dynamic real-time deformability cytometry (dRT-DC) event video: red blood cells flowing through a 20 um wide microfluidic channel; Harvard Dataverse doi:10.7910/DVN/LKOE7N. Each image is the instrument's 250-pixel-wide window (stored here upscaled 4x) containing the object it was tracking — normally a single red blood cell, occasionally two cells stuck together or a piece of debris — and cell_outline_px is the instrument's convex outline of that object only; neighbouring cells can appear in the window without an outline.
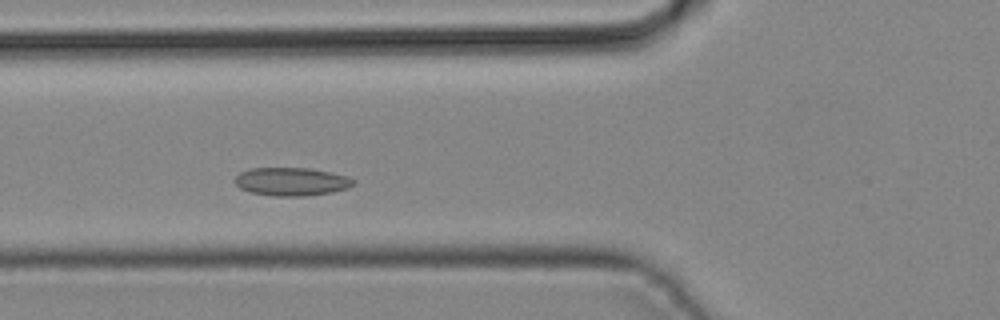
{"species": "common noctule bat (a hibernating species)", "species_latin": "Nyctalus noctula", "temperature_condition": "cold", "stored_images_in_passage": 37, "camera_frame_rate_fps": 3000, "um_per_image_px": 0.085, "animal": {"sex": "male", "body_mass_g": 19.2, "forearm_length_mm": 51.8}, "frame": {"image": 1, "passage_image": 9, "time_ms": 2.667, "image_size_px": [1000, 320], "cell_outline_px": [[356, 184], [348, 188], [332, 192], [304, 196], [272, 196], [252, 192], [240, 188], [232, 180], [240, 172], [248, 168], [308, 168], [332, 172], [348, 176], [356, 180]], "centroid_in_image_um": [24.79, 15.43], "position_along_channel_um": 101.0, "area_um2": 19.71}}
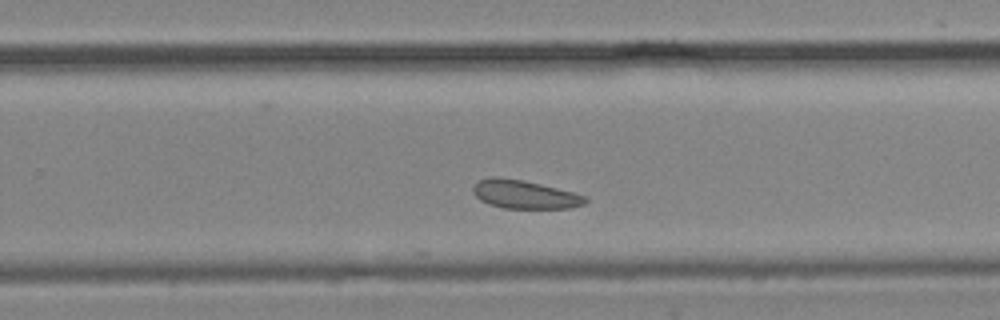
{"frame": {"image": 2, "passage_image": 21, "time_ms": 6.667, "image_size_px": [1000, 320], "cell_outline_px": [[588, 200], [584, 204], [568, 208], [504, 208], [488, 204], [480, 200], [472, 192], [472, 184], [476, 180], [492, 176], [500, 176], [524, 180], [572, 192], [584, 196]], "centroid_in_image_um": [44.49, 16.5], "position_along_channel_um": 285.3, "area_um2": 18.73}}
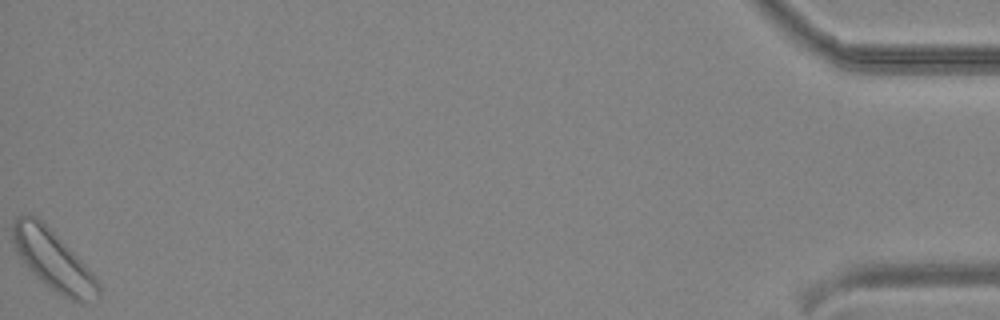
{"frame": {"image": 3, "passage_image": 37, "time_ms": 12.0, "image_size_px": [1000, 320], "cell_outline_px": [[100, 300], [88, 304], [80, 304], [56, 292], [40, 280], [24, 264], [12, 240], [12, 220], [16, 216], [36, 216], [92, 272], [100, 284]], "centroid_in_image_um": [4.56, 22.2], "position_along_channel_um": 430.6, "area_um2": 29.48}}